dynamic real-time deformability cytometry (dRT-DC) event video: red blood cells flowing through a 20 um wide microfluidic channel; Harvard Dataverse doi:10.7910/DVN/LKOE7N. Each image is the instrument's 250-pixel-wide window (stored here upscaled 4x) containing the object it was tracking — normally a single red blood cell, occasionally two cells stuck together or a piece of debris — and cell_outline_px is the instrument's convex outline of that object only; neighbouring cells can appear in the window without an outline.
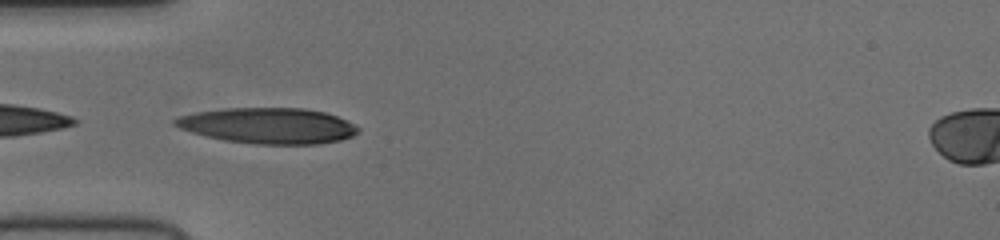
{"species": "human", "species_latin": "Homo sapiens", "temperature_condition": "cold", "stored_images_in_passage": 37, "camera_frame_rate_fps": 3000, "um_per_image_px": 0.085, "donor": {"sex": "female"}, "frame": {"image": 1, "passage_image": 1, "time_ms": 0.0, "image_size_px": [1000, 240], "cell_outline_px": [[360, 128], [352, 136], [340, 140], [316, 144], [256, 144], [224, 140], [204, 136], [180, 128], [172, 124], [172, 120], [180, 116], [196, 112], [224, 108], [304, 108], [324, 112], [336, 116]], "centroid_in_image_um": [22.75, 10.68], "position_along_channel_um": 62.2, "area_um2": 37.97}}
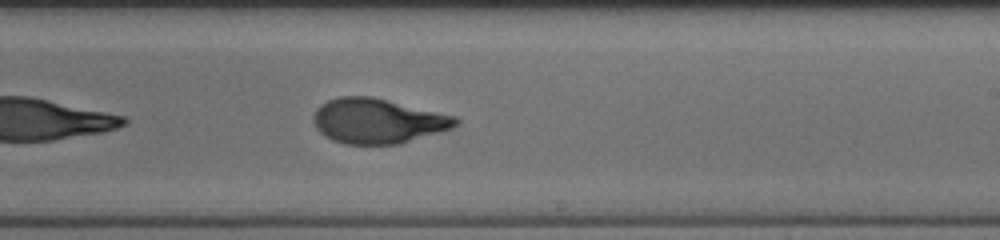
{"frame": {"image": 2, "passage_image": 16, "time_ms": 5.0, "image_size_px": [1000, 240], "cell_outline_px": [[460, 124], [452, 128], [440, 132], [400, 144], [344, 144], [332, 140], [324, 136], [316, 128], [312, 120], [312, 116], [316, 108], [320, 104], [328, 100], [340, 96], [372, 96], [456, 116], [460, 120]], "centroid_in_image_um": [32.09, 10.28], "position_along_channel_um": 256.9, "area_um2": 37.57}}
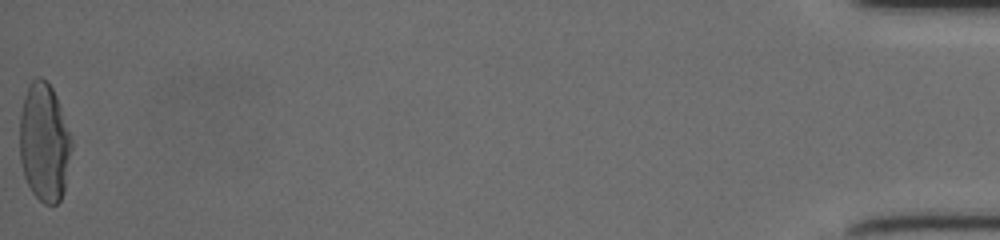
{"frame": {"image": 3, "passage_image": 37, "time_ms": 12.0, "image_size_px": [1000, 240], "cell_outline_px": [[72, 148], [64, 192], [60, 200], [56, 204], [44, 204], [32, 192], [24, 176], [20, 160], [20, 116], [24, 96], [28, 84], [36, 76], [40, 76], [52, 88], [56, 96], [72, 140]], "centroid_in_image_um": [3.76, 12.11], "position_along_channel_um": 431.4, "area_um2": 35.78}}